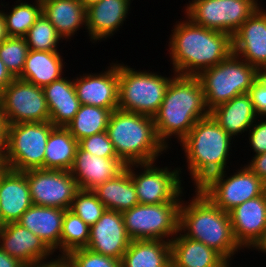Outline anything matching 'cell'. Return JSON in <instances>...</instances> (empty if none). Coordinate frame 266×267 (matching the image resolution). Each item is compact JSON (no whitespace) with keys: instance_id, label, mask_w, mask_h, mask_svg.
Wrapping results in <instances>:
<instances>
[{"instance_id":"obj_1","label":"cell","mask_w":266,"mask_h":267,"mask_svg":"<svg viewBox=\"0 0 266 267\" xmlns=\"http://www.w3.org/2000/svg\"><path fill=\"white\" fill-rule=\"evenodd\" d=\"M172 26L168 48L170 70L176 75L197 76L201 71L219 64L233 53L232 36L205 28L187 16ZM186 18V19H184Z\"/></svg>"},{"instance_id":"obj_2","label":"cell","mask_w":266,"mask_h":267,"mask_svg":"<svg viewBox=\"0 0 266 267\" xmlns=\"http://www.w3.org/2000/svg\"><path fill=\"white\" fill-rule=\"evenodd\" d=\"M208 115L199 79L196 76L175 75L153 117L157 136L170 151L173 138L178 144L198 120Z\"/></svg>"},{"instance_id":"obj_3","label":"cell","mask_w":266,"mask_h":267,"mask_svg":"<svg viewBox=\"0 0 266 267\" xmlns=\"http://www.w3.org/2000/svg\"><path fill=\"white\" fill-rule=\"evenodd\" d=\"M235 142L210 114L195 123L178 143L184 151L186 170L194 188H199L211 176L230 168L228 164L232 162L229 159H232Z\"/></svg>"},{"instance_id":"obj_4","label":"cell","mask_w":266,"mask_h":267,"mask_svg":"<svg viewBox=\"0 0 266 267\" xmlns=\"http://www.w3.org/2000/svg\"><path fill=\"white\" fill-rule=\"evenodd\" d=\"M193 191L189 200L182 198L179 232L213 248L225 260L234 262V255L245 251L234 238L229 213L217 207L198 188Z\"/></svg>"},{"instance_id":"obj_5","label":"cell","mask_w":266,"mask_h":267,"mask_svg":"<svg viewBox=\"0 0 266 267\" xmlns=\"http://www.w3.org/2000/svg\"><path fill=\"white\" fill-rule=\"evenodd\" d=\"M106 132L118 158L126 165L159 161L169 152L159 140L150 116L113 110Z\"/></svg>"},{"instance_id":"obj_6","label":"cell","mask_w":266,"mask_h":267,"mask_svg":"<svg viewBox=\"0 0 266 267\" xmlns=\"http://www.w3.org/2000/svg\"><path fill=\"white\" fill-rule=\"evenodd\" d=\"M173 73V74H172ZM163 75L155 71L137 70L119 62L118 109L154 117L158 112L170 80L176 75Z\"/></svg>"},{"instance_id":"obj_7","label":"cell","mask_w":266,"mask_h":267,"mask_svg":"<svg viewBox=\"0 0 266 267\" xmlns=\"http://www.w3.org/2000/svg\"><path fill=\"white\" fill-rule=\"evenodd\" d=\"M260 73L255 66L233 53L219 64L201 71L196 77L202 85L208 111L248 93Z\"/></svg>"},{"instance_id":"obj_8","label":"cell","mask_w":266,"mask_h":267,"mask_svg":"<svg viewBox=\"0 0 266 267\" xmlns=\"http://www.w3.org/2000/svg\"><path fill=\"white\" fill-rule=\"evenodd\" d=\"M54 127L50 121L8 125L4 167L18 172L44 169L45 148Z\"/></svg>"},{"instance_id":"obj_9","label":"cell","mask_w":266,"mask_h":267,"mask_svg":"<svg viewBox=\"0 0 266 267\" xmlns=\"http://www.w3.org/2000/svg\"><path fill=\"white\" fill-rule=\"evenodd\" d=\"M160 162L128 165L140 204L182 202L185 197L182 167L174 168L170 164L161 167L157 165Z\"/></svg>"},{"instance_id":"obj_10","label":"cell","mask_w":266,"mask_h":267,"mask_svg":"<svg viewBox=\"0 0 266 267\" xmlns=\"http://www.w3.org/2000/svg\"><path fill=\"white\" fill-rule=\"evenodd\" d=\"M182 202L138 204L122 213L126 233L131 240L170 242L179 232Z\"/></svg>"},{"instance_id":"obj_11","label":"cell","mask_w":266,"mask_h":267,"mask_svg":"<svg viewBox=\"0 0 266 267\" xmlns=\"http://www.w3.org/2000/svg\"><path fill=\"white\" fill-rule=\"evenodd\" d=\"M260 2L263 3L262 0H189L183 6V13L197 25L233 36L262 7Z\"/></svg>"},{"instance_id":"obj_12","label":"cell","mask_w":266,"mask_h":267,"mask_svg":"<svg viewBox=\"0 0 266 267\" xmlns=\"http://www.w3.org/2000/svg\"><path fill=\"white\" fill-rule=\"evenodd\" d=\"M229 171L230 168L211 176L198 188L224 212L266 191V184L245 164H241L233 173Z\"/></svg>"},{"instance_id":"obj_13","label":"cell","mask_w":266,"mask_h":267,"mask_svg":"<svg viewBox=\"0 0 266 267\" xmlns=\"http://www.w3.org/2000/svg\"><path fill=\"white\" fill-rule=\"evenodd\" d=\"M0 107L8 125L50 118L43 88L20 78H14L0 93Z\"/></svg>"},{"instance_id":"obj_14","label":"cell","mask_w":266,"mask_h":267,"mask_svg":"<svg viewBox=\"0 0 266 267\" xmlns=\"http://www.w3.org/2000/svg\"><path fill=\"white\" fill-rule=\"evenodd\" d=\"M24 173L33 204L65 210L70 208L79 188L69 171L32 169Z\"/></svg>"},{"instance_id":"obj_15","label":"cell","mask_w":266,"mask_h":267,"mask_svg":"<svg viewBox=\"0 0 266 267\" xmlns=\"http://www.w3.org/2000/svg\"><path fill=\"white\" fill-rule=\"evenodd\" d=\"M232 232L243 250L257 252L266 243V191L229 212Z\"/></svg>"},{"instance_id":"obj_16","label":"cell","mask_w":266,"mask_h":267,"mask_svg":"<svg viewBox=\"0 0 266 267\" xmlns=\"http://www.w3.org/2000/svg\"><path fill=\"white\" fill-rule=\"evenodd\" d=\"M109 62L104 70L74 75L73 84L81 105L118 109L119 61Z\"/></svg>"},{"instance_id":"obj_17","label":"cell","mask_w":266,"mask_h":267,"mask_svg":"<svg viewBox=\"0 0 266 267\" xmlns=\"http://www.w3.org/2000/svg\"><path fill=\"white\" fill-rule=\"evenodd\" d=\"M0 248L24 266L59 261L41 238L17 222L7 223L0 229Z\"/></svg>"},{"instance_id":"obj_18","label":"cell","mask_w":266,"mask_h":267,"mask_svg":"<svg viewBox=\"0 0 266 267\" xmlns=\"http://www.w3.org/2000/svg\"><path fill=\"white\" fill-rule=\"evenodd\" d=\"M233 54L260 72L266 68V8L255 11L232 36Z\"/></svg>"},{"instance_id":"obj_19","label":"cell","mask_w":266,"mask_h":267,"mask_svg":"<svg viewBox=\"0 0 266 267\" xmlns=\"http://www.w3.org/2000/svg\"><path fill=\"white\" fill-rule=\"evenodd\" d=\"M134 0H101L86 9V31L95 45L116 35L127 21ZM116 33V34H115Z\"/></svg>"},{"instance_id":"obj_20","label":"cell","mask_w":266,"mask_h":267,"mask_svg":"<svg viewBox=\"0 0 266 267\" xmlns=\"http://www.w3.org/2000/svg\"><path fill=\"white\" fill-rule=\"evenodd\" d=\"M130 241L122 213L106 209L101 218L90 227V238L86 248L121 260Z\"/></svg>"},{"instance_id":"obj_21","label":"cell","mask_w":266,"mask_h":267,"mask_svg":"<svg viewBox=\"0 0 266 267\" xmlns=\"http://www.w3.org/2000/svg\"><path fill=\"white\" fill-rule=\"evenodd\" d=\"M126 167L127 165L118 157H99L78 147L69 172L79 189L93 190L117 177Z\"/></svg>"},{"instance_id":"obj_22","label":"cell","mask_w":266,"mask_h":267,"mask_svg":"<svg viewBox=\"0 0 266 267\" xmlns=\"http://www.w3.org/2000/svg\"><path fill=\"white\" fill-rule=\"evenodd\" d=\"M32 205L26 174L4 167L0 171V213L3 223L17 222Z\"/></svg>"},{"instance_id":"obj_23","label":"cell","mask_w":266,"mask_h":267,"mask_svg":"<svg viewBox=\"0 0 266 267\" xmlns=\"http://www.w3.org/2000/svg\"><path fill=\"white\" fill-rule=\"evenodd\" d=\"M65 211L33 204L22 214L17 223L41 238L54 253L58 254L56 258L60 260V238Z\"/></svg>"},{"instance_id":"obj_24","label":"cell","mask_w":266,"mask_h":267,"mask_svg":"<svg viewBox=\"0 0 266 267\" xmlns=\"http://www.w3.org/2000/svg\"><path fill=\"white\" fill-rule=\"evenodd\" d=\"M209 114L234 139L242 135V139L258 119L253 103L248 93L238 95L233 99L212 109ZM245 133V134H244ZM244 136V137H243Z\"/></svg>"},{"instance_id":"obj_25","label":"cell","mask_w":266,"mask_h":267,"mask_svg":"<svg viewBox=\"0 0 266 267\" xmlns=\"http://www.w3.org/2000/svg\"><path fill=\"white\" fill-rule=\"evenodd\" d=\"M42 14L67 42L73 40L80 29H87L86 9L79 0L46 1L42 4Z\"/></svg>"},{"instance_id":"obj_26","label":"cell","mask_w":266,"mask_h":267,"mask_svg":"<svg viewBox=\"0 0 266 267\" xmlns=\"http://www.w3.org/2000/svg\"><path fill=\"white\" fill-rule=\"evenodd\" d=\"M48 109L49 121L54 126L66 125L74 118L81 103L77 98L73 77H62L43 88Z\"/></svg>"},{"instance_id":"obj_27","label":"cell","mask_w":266,"mask_h":267,"mask_svg":"<svg viewBox=\"0 0 266 267\" xmlns=\"http://www.w3.org/2000/svg\"><path fill=\"white\" fill-rule=\"evenodd\" d=\"M62 52L29 50L25 66L18 77L38 87L44 88L53 81L65 76L64 55Z\"/></svg>"},{"instance_id":"obj_28","label":"cell","mask_w":266,"mask_h":267,"mask_svg":"<svg viewBox=\"0 0 266 267\" xmlns=\"http://www.w3.org/2000/svg\"><path fill=\"white\" fill-rule=\"evenodd\" d=\"M170 244L172 267H218L225 260L213 248L180 232Z\"/></svg>"},{"instance_id":"obj_29","label":"cell","mask_w":266,"mask_h":267,"mask_svg":"<svg viewBox=\"0 0 266 267\" xmlns=\"http://www.w3.org/2000/svg\"><path fill=\"white\" fill-rule=\"evenodd\" d=\"M121 267H172L171 244L163 240H131Z\"/></svg>"},{"instance_id":"obj_30","label":"cell","mask_w":266,"mask_h":267,"mask_svg":"<svg viewBox=\"0 0 266 267\" xmlns=\"http://www.w3.org/2000/svg\"><path fill=\"white\" fill-rule=\"evenodd\" d=\"M109 210L123 213L139 204L133 180L126 169L92 190Z\"/></svg>"},{"instance_id":"obj_31","label":"cell","mask_w":266,"mask_h":267,"mask_svg":"<svg viewBox=\"0 0 266 267\" xmlns=\"http://www.w3.org/2000/svg\"><path fill=\"white\" fill-rule=\"evenodd\" d=\"M78 141L63 126H55L48 137L45 148L44 169L70 171Z\"/></svg>"},{"instance_id":"obj_32","label":"cell","mask_w":266,"mask_h":267,"mask_svg":"<svg viewBox=\"0 0 266 267\" xmlns=\"http://www.w3.org/2000/svg\"><path fill=\"white\" fill-rule=\"evenodd\" d=\"M15 2L12 5L13 7L10 8L9 3L2 1L0 9L5 19L8 37H24L29 28L41 16L42 4L33 0L28 2L26 0H16ZM3 8H6V10Z\"/></svg>"},{"instance_id":"obj_33","label":"cell","mask_w":266,"mask_h":267,"mask_svg":"<svg viewBox=\"0 0 266 267\" xmlns=\"http://www.w3.org/2000/svg\"><path fill=\"white\" fill-rule=\"evenodd\" d=\"M111 111L92 105H81L74 118L66 125L77 140L106 131Z\"/></svg>"},{"instance_id":"obj_34","label":"cell","mask_w":266,"mask_h":267,"mask_svg":"<svg viewBox=\"0 0 266 267\" xmlns=\"http://www.w3.org/2000/svg\"><path fill=\"white\" fill-rule=\"evenodd\" d=\"M89 238L90 227L78 215L67 209L60 238V260L73 250L86 248Z\"/></svg>"},{"instance_id":"obj_35","label":"cell","mask_w":266,"mask_h":267,"mask_svg":"<svg viewBox=\"0 0 266 267\" xmlns=\"http://www.w3.org/2000/svg\"><path fill=\"white\" fill-rule=\"evenodd\" d=\"M24 39L29 50L50 52L62 51L58 47L59 43L64 41L54 25L43 14L29 28Z\"/></svg>"},{"instance_id":"obj_36","label":"cell","mask_w":266,"mask_h":267,"mask_svg":"<svg viewBox=\"0 0 266 267\" xmlns=\"http://www.w3.org/2000/svg\"><path fill=\"white\" fill-rule=\"evenodd\" d=\"M28 52L24 37H8L0 44V59L14 78L21 75Z\"/></svg>"},{"instance_id":"obj_37","label":"cell","mask_w":266,"mask_h":267,"mask_svg":"<svg viewBox=\"0 0 266 267\" xmlns=\"http://www.w3.org/2000/svg\"><path fill=\"white\" fill-rule=\"evenodd\" d=\"M107 208L92 190L79 189L71 203L70 211L78 215L89 227L94 225Z\"/></svg>"},{"instance_id":"obj_38","label":"cell","mask_w":266,"mask_h":267,"mask_svg":"<svg viewBox=\"0 0 266 267\" xmlns=\"http://www.w3.org/2000/svg\"><path fill=\"white\" fill-rule=\"evenodd\" d=\"M65 267H121V260L96 253L88 248L71 251L61 259Z\"/></svg>"},{"instance_id":"obj_39","label":"cell","mask_w":266,"mask_h":267,"mask_svg":"<svg viewBox=\"0 0 266 267\" xmlns=\"http://www.w3.org/2000/svg\"><path fill=\"white\" fill-rule=\"evenodd\" d=\"M78 147L99 157H118L106 131L79 140Z\"/></svg>"},{"instance_id":"obj_40","label":"cell","mask_w":266,"mask_h":267,"mask_svg":"<svg viewBox=\"0 0 266 267\" xmlns=\"http://www.w3.org/2000/svg\"><path fill=\"white\" fill-rule=\"evenodd\" d=\"M245 140L248 141L247 145L251 148L253 156L263 154L266 152V116H259L253 123L248 132Z\"/></svg>"},{"instance_id":"obj_41","label":"cell","mask_w":266,"mask_h":267,"mask_svg":"<svg viewBox=\"0 0 266 267\" xmlns=\"http://www.w3.org/2000/svg\"><path fill=\"white\" fill-rule=\"evenodd\" d=\"M255 112L259 116H266V77L260 73L257 80L248 91Z\"/></svg>"},{"instance_id":"obj_42","label":"cell","mask_w":266,"mask_h":267,"mask_svg":"<svg viewBox=\"0 0 266 267\" xmlns=\"http://www.w3.org/2000/svg\"><path fill=\"white\" fill-rule=\"evenodd\" d=\"M248 161L245 165L266 184V152L252 156Z\"/></svg>"},{"instance_id":"obj_43","label":"cell","mask_w":266,"mask_h":267,"mask_svg":"<svg viewBox=\"0 0 266 267\" xmlns=\"http://www.w3.org/2000/svg\"><path fill=\"white\" fill-rule=\"evenodd\" d=\"M7 121L0 107V155L3 157L7 145Z\"/></svg>"},{"instance_id":"obj_44","label":"cell","mask_w":266,"mask_h":267,"mask_svg":"<svg viewBox=\"0 0 266 267\" xmlns=\"http://www.w3.org/2000/svg\"><path fill=\"white\" fill-rule=\"evenodd\" d=\"M14 77L0 59V93L13 81Z\"/></svg>"},{"instance_id":"obj_45","label":"cell","mask_w":266,"mask_h":267,"mask_svg":"<svg viewBox=\"0 0 266 267\" xmlns=\"http://www.w3.org/2000/svg\"><path fill=\"white\" fill-rule=\"evenodd\" d=\"M0 267H25L16 258L11 257L0 248Z\"/></svg>"},{"instance_id":"obj_46","label":"cell","mask_w":266,"mask_h":267,"mask_svg":"<svg viewBox=\"0 0 266 267\" xmlns=\"http://www.w3.org/2000/svg\"><path fill=\"white\" fill-rule=\"evenodd\" d=\"M8 38L5 26V19L0 9V44Z\"/></svg>"},{"instance_id":"obj_47","label":"cell","mask_w":266,"mask_h":267,"mask_svg":"<svg viewBox=\"0 0 266 267\" xmlns=\"http://www.w3.org/2000/svg\"><path fill=\"white\" fill-rule=\"evenodd\" d=\"M80 3L84 6L85 9L91 7L94 4H97L101 0H79Z\"/></svg>"},{"instance_id":"obj_48","label":"cell","mask_w":266,"mask_h":267,"mask_svg":"<svg viewBox=\"0 0 266 267\" xmlns=\"http://www.w3.org/2000/svg\"><path fill=\"white\" fill-rule=\"evenodd\" d=\"M61 263V260L58 262H51V263H46V264H41L37 266H25V267H57Z\"/></svg>"},{"instance_id":"obj_49","label":"cell","mask_w":266,"mask_h":267,"mask_svg":"<svg viewBox=\"0 0 266 267\" xmlns=\"http://www.w3.org/2000/svg\"><path fill=\"white\" fill-rule=\"evenodd\" d=\"M232 262H229L227 260H224L218 267H233Z\"/></svg>"},{"instance_id":"obj_50","label":"cell","mask_w":266,"mask_h":267,"mask_svg":"<svg viewBox=\"0 0 266 267\" xmlns=\"http://www.w3.org/2000/svg\"><path fill=\"white\" fill-rule=\"evenodd\" d=\"M259 253H263L266 255V243L260 248V250L258 251Z\"/></svg>"},{"instance_id":"obj_51","label":"cell","mask_w":266,"mask_h":267,"mask_svg":"<svg viewBox=\"0 0 266 267\" xmlns=\"http://www.w3.org/2000/svg\"><path fill=\"white\" fill-rule=\"evenodd\" d=\"M4 168L3 157L0 155V171Z\"/></svg>"},{"instance_id":"obj_52","label":"cell","mask_w":266,"mask_h":267,"mask_svg":"<svg viewBox=\"0 0 266 267\" xmlns=\"http://www.w3.org/2000/svg\"><path fill=\"white\" fill-rule=\"evenodd\" d=\"M5 224L3 223L2 216L0 213V229L4 226Z\"/></svg>"},{"instance_id":"obj_53","label":"cell","mask_w":266,"mask_h":267,"mask_svg":"<svg viewBox=\"0 0 266 267\" xmlns=\"http://www.w3.org/2000/svg\"><path fill=\"white\" fill-rule=\"evenodd\" d=\"M27 1H28V0H27ZM33 1H35V2H37V3H40V4H43L44 2L49 1V0H33Z\"/></svg>"},{"instance_id":"obj_54","label":"cell","mask_w":266,"mask_h":267,"mask_svg":"<svg viewBox=\"0 0 266 267\" xmlns=\"http://www.w3.org/2000/svg\"><path fill=\"white\" fill-rule=\"evenodd\" d=\"M261 73L266 77V68H264Z\"/></svg>"},{"instance_id":"obj_55","label":"cell","mask_w":266,"mask_h":267,"mask_svg":"<svg viewBox=\"0 0 266 267\" xmlns=\"http://www.w3.org/2000/svg\"><path fill=\"white\" fill-rule=\"evenodd\" d=\"M57 267H65L62 262Z\"/></svg>"}]
</instances>
